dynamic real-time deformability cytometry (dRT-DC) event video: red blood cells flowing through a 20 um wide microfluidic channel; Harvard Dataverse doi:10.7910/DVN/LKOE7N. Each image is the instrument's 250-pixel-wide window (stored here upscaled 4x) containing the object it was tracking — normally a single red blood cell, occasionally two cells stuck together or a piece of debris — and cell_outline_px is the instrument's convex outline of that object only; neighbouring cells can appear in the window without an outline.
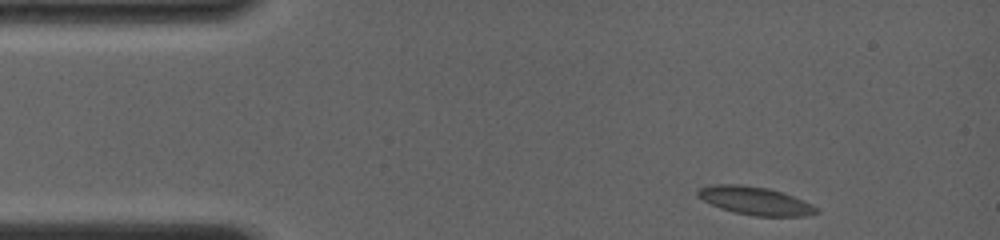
{"species": "common noctule bat (a hibernating species)", "species_latin": "Nyctalus noctula", "temperature_condition": "room temperature", "stored_images_in_passage": 7, "camera_frame_rate_fps": 4000, "um_per_image_px": 0.085, "animal": {"sex": "female", "body_mass_g": 19.0, "forearm_length_mm": 56.7}, "frame": {"image": 1, "passage_image": 1, "time_ms": 0.0, "image_size_px": [1000, 240], "cell_outline_px": [[820, 212], [808, 216], [756, 216], [732, 212], [720, 208], [696, 196], [696, 192], [700, 188], [708, 184], [740, 184], [768, 188], [784, 192], [812, 204], [820, 208]], "centroid_in_image_um": [64.21, 17.06], "position_along_channel_um": 20.8, "area_um2": 19.71}}
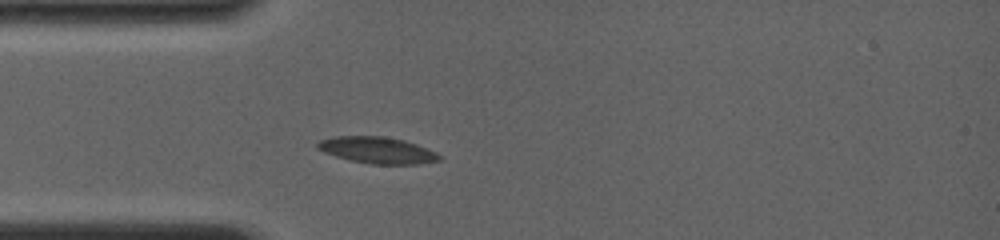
{"frame": {"image": 2, "passage_image": 4, "time_ms": 2.5, "image_size_px": [1000, 240], "cell_outline_px": [[440, 160], [416, 164], [372, 164], [348, 160], [324, 152], [316, 148], [316, 144], [320, 140], [332, 136], [384, 136], [404, 140], [416, 144], [436, 152], [440, 156]], "centroid_in_image_um": [32.03, 12.76], "position_along_channel_um": 53.0, "area_um2": 18.79}}
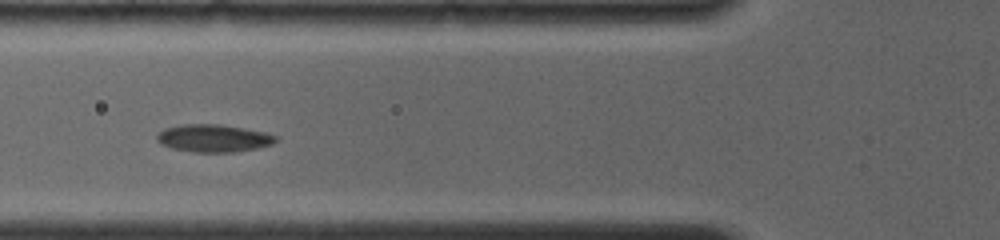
{"frame": {"image": 3, "passage_image": 6, "time_ms": 4.0, "image_size_px": [1000, 240], "cell_outline_px": [[276, 140], [272, 144], [256, 148], [232, 152], [196, 152], [172, 148], [160, 144], [156, 140], [156, 136], [164, 128], [180, 124], [220, 124], [244, 128], [264, 132], [276, 136]], "centroid_in_image_um": [18.1, 11.74], "position_along_channel_um": 107.7, "area_um2": 19.02}}